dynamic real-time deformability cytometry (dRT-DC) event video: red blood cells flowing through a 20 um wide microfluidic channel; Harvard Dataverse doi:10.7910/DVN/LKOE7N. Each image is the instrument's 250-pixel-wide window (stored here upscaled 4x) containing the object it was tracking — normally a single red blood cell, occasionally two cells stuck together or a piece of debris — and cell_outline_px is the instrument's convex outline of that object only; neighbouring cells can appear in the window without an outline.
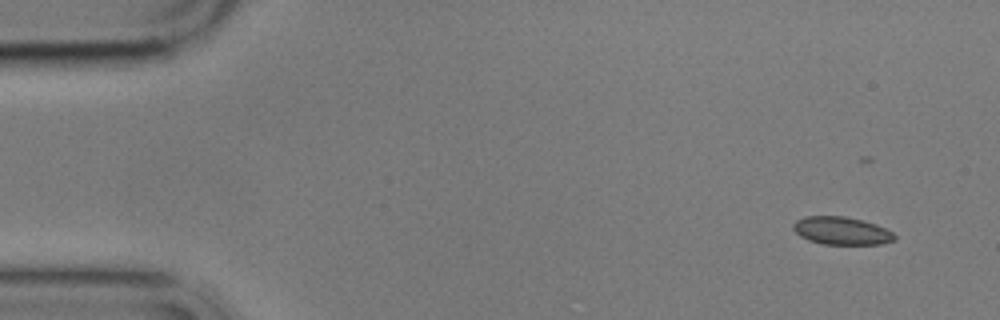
{"species": "common noctule bat (a hibernating species)", "species_latin": "Nyctalus noctula", "temperature_condition": "cold", "stored_images_in_passage": 5, "camera_frame_rate_fps": 3000, "um_per_image_px": 0.085, "animal": {"sex": "male", "body_mass_g": 17.9}, "frame": {"image": 1, "passage_image": 1, "time_ms": 0.0, "image_size_px": [1000, 320], "cell_outline_px": [[896, 240], [880, 244], [824, 244], [808, 240], [800, 236], [792, 228], [792, 224], [796, 220], [804, 216], [844, 216], [876, 224], [892, 232], [896, 236]], "centroid_in_image_um": [71.51, 19.61], "position_along_channel_um": 13.5, "area_um2": 16.42}}
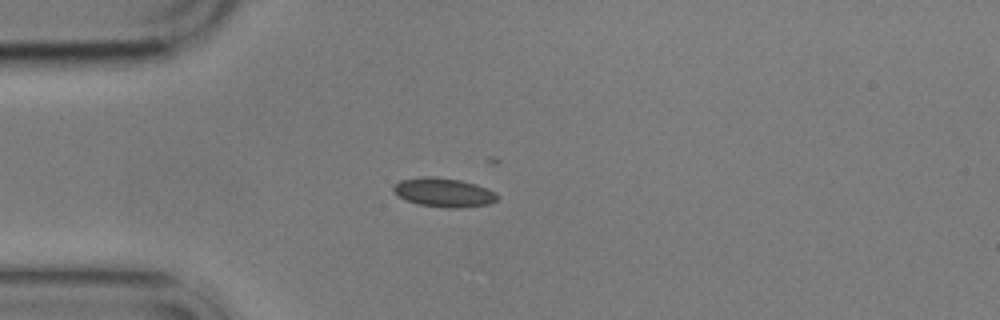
{"frame": {"image": 2, "passage_image": 4, "time_ms": 3.667, "image_size_px": [1000, 320], "cell_outline_px": [[500, 200], [488, 204], [460, 208], [444, 208], [420, 204], [396, 196], [392, 188], [400, 180], [424, 176], [432, 176], [460, 180], [476, 184], [496, 192], [500, 196]], "centroid_in_image_um": [37.76, 16.36], "position_along_channel_um": 47.2, "area_um2": 17.69}}
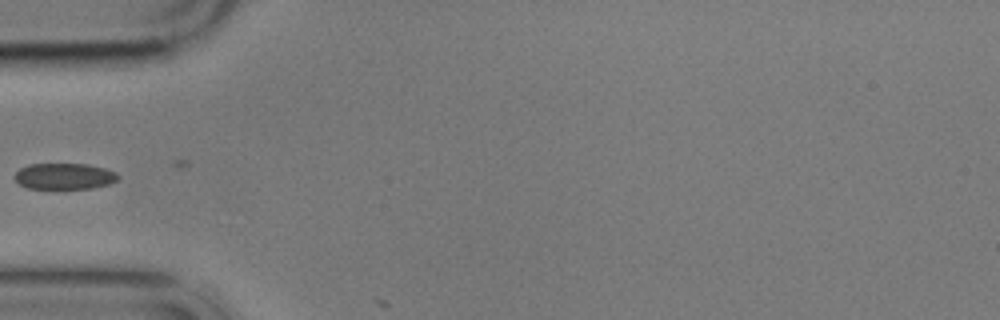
{"frame": {"image": 3, "passage_image": 5, "time_ms": 5.0, "image_size_px": [1000, 320], "cell_outline_px": [[120, 176], [116, 180], [108, 184], [92, 188], [28, 188], [20, 184], [16, 180], [16, 172], [20, 168], [28, 164], [88, 164], [104, 168], [116, 172]], "centroid_in_image_um": [5.49, 14.97], "position_along_channel_um": 79.5, "area_um2": 15.55}}